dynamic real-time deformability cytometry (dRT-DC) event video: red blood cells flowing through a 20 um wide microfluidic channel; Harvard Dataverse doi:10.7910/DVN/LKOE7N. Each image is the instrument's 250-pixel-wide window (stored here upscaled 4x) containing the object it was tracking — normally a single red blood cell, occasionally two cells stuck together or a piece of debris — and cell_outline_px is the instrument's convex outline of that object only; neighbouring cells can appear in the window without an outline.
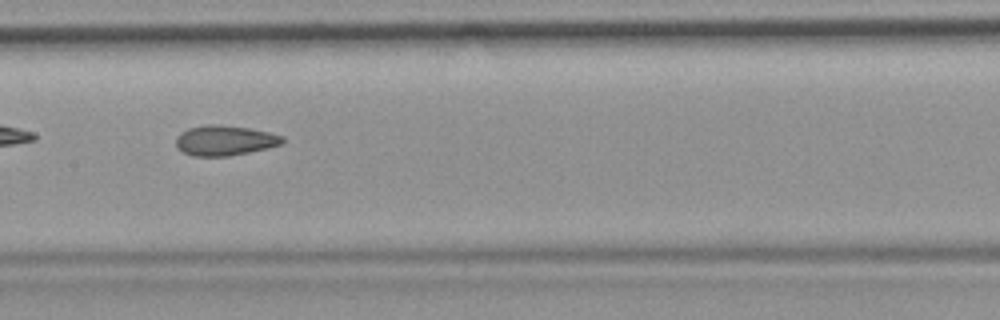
{"species": "common noctule bat (a hibernating species)", "species_latin": "Nyctalus noctula", "temperature_condition": "room temperature", "stored_images_in_passage": 37, "camera_frame_rate_fps": 3000, "um_per_image_px": 0.085, "animal": {"sex": "female", "body_mass_g": 19.9}, "frame": {"image": 1, "passage_image": 11, "time_ms": 3.333, "image_size_px": [1000, 320], "cell_outline_px": [[284, 140], [280, 144], [268, 148], [228, 156], [192, 156], [176, 148], [176, 136], [180, 132], [188, 128], [204, 124], [216, 124], [248, 128], [268, 132], [284, 136]], "centroid_in_image_um": [19.06, 11.93], "position_along_channel_um": 188.3, "area_um2": 18.73}, "authors_computed_cell_mechanics": {"area_um2": 18.7272, "velocity_mm_per_s": 3.8426, "shape_relaxation_time_tau1_ms": null, "shape_relaxation_time_tau2_ms": 2.1525, "deformation_change_tau1": null, "deformation_change_tau2": 0.0908}}